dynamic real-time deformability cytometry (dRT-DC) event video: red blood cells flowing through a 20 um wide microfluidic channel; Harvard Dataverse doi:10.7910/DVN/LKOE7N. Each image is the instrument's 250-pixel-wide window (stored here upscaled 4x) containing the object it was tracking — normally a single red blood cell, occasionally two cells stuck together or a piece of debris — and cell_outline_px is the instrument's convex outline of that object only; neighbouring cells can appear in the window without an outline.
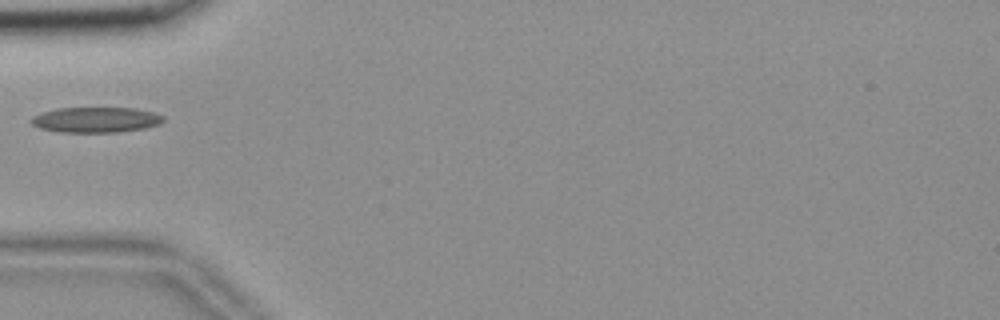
{"species": "common noctule bat (a hibernating species)", "species_latin": "Nyctalus noctula", "temperature_condition": "room temperature", "stored_images_in_passage": 5, "camera_frame_rate_fps": 3000, "um_per_image_px": 0.085, "animal": {"sex": "female", "body_mass_g": 18.4}, "frame": {"image": 1, "passage_image": 1, "time_ms": 0.0, "image_size_px": [1000, 320], "cell_outline_px": [[164, 120], [160, 124], [144, 128], [120, 132], [60, 132], [40, 128], [32, 124], [28, 120], [32, 116], [56, 108], [136, 108], [152, 112], [164, 116]], "centroid_in_image_um": [8.14, 10.18], "position_along_channel_um": 76.9, "area_um2": 19.59}}